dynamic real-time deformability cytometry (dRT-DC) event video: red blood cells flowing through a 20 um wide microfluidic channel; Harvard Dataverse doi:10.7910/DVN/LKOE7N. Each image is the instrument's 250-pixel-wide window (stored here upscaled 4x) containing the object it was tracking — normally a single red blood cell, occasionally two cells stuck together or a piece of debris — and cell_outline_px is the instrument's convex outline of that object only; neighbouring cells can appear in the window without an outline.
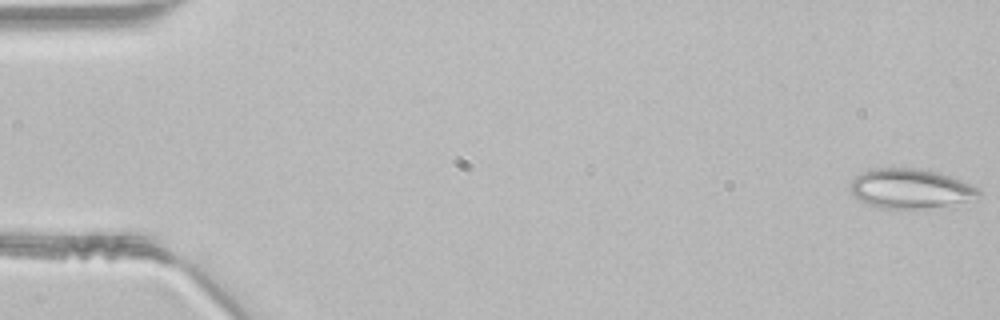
{"species": "common noctule bat (a hibernating species)", "species_latin": "Nyctalus noctula", "temperature_condition": "room temperature", "stored_images_in_passage": 47, "segment_of_instrument_passage": [1, 2], "camera_frame_rate_fps": 3000, "um_per_image_px": 0.085, "animal": {"sex": "male", "body_mass_g": 21.5, "forearm_length_mm": 52.0}, "frame": {"image": 1, "passage_image": 1, "time_ms": 0.0, "image_size_px": [1000, 320], "cell_outline_px": [[980, 196], [964, 200], [944, 204], [920, 208], [876, 208], [860, 200], [848, 188], [852, 180], [860, 172], [872, 168], [920, 168], [940, 172], [980, 188]], "centroid_in_image_um": [77.31, 16.0], "position_along_channel_um": 7.7, "area_um2": 29.25}}
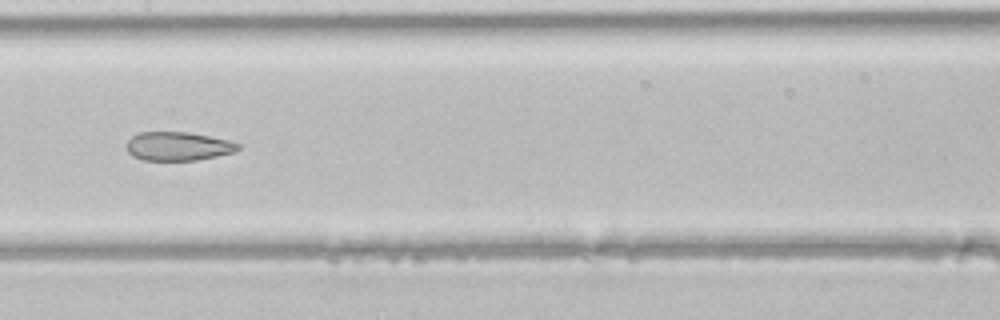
{"frame": {"image": 2, "passage_image": 24, "time_ms": 7.667, "image_size_px": [1000, 320], "cell_outline_px": [[240, 148], [232, 152], [216, 156], [196, 160], [144, 160], [132, 156], [128, 152], [128, 140], [132, 136], [140, 132], [188, 132], [228, 140], [240, 144]], "centroid_in_image_um": [15.12, 12.43], "position_along_channel_um": 192.3, "area_um2": 18.44}}
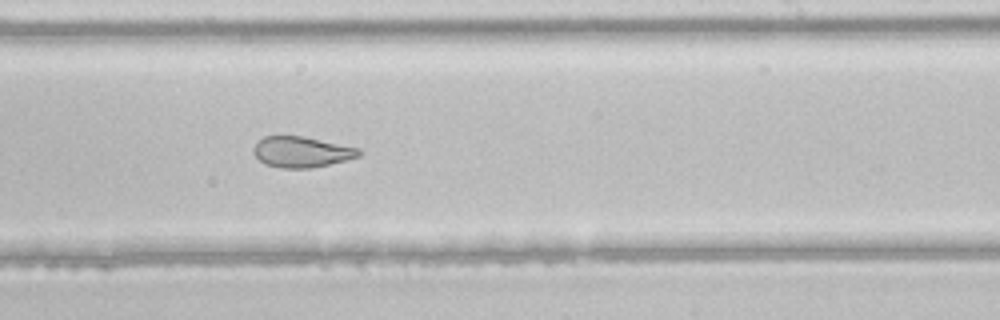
{"frame": {"image": 3, "passage_image": 29, "time_ms": 9.333, "image_size_px": [1000, 320], "cell_outline_px": [[364, 152], [360, 156], [312, 168], [284, 168], [264, 164], [252, 152], [252, 148], [256, 140], [264, 136], [304, 136], [360, 148]], "centroid_in_image_um": [25.62, 12.9], "position_along_channel_um": 263.4, "area_um2": 19.07}}